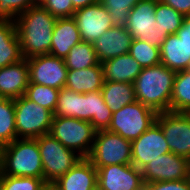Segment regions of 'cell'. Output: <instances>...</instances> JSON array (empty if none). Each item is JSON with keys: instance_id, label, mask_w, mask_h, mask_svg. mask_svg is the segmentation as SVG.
I'll return each mask as SVG.
<instances>
[{"instance_id": "9c48e42d", "label": "cell", "mask_w": 190, "mask_h": 190, "mask_svg": "<svg viewBox=\"0 0 190 190\" xmlns=\"http://www.w3.org/2000/svg\"><path fill=\"white\" fill-rule=\"evenodd\" d=\"M159 0H141L131 10L125 27L132 39L148 42L160 48L167 31L162 30L155 18L156 4Z\"/></svg>"}, {"instance_id": "30bf717a", "label": "cell", "mask_w": 190, "mask_h": 190, "mask_svg": "<svg viewBox=\"0 0 190 190\" xmlns=\"http://www.w3.org/2000/svg\"><path fill=\"white\" fill-rule=\"evenodd\" d=\"M156 123L164 133L170 152L190 161V113H158Z\"/></svg>"}, {"instance_id": "8992f818", "label": "cell", "mask_w": 190, "mask_h": 190, "mask_svg": "<svg viewBox=\"0 0 190 190\" xmlns=\"http://www.w3.org/2000/svg\"><path fill=\"white\" fill-rule=\"evenodd\" d=\"M158 113L139 101H134L113 112L108 131L133 141L156 122Z\"/></svg>"}, {"instance_id": "e0dca14e", "label": "cell", "mask_w": 190, "mask_h": 190, "mask_svg": "<svg viewBox=\"0 0 190 190\" xmlns=\"http://www.w3.org/2000/svg\"><path fill=\"white\" fill-rule=\"evenodd\" d=\"M132 37L125 26H113L93 42L100 63L129 53Z\"/></svg>"}, {"instance_id": "f35d334b", "label": "cell", "mask_w": 190, "mask_h": 190, "mask_svg": "<svg viewBox=\"0 0 190 190\" xmlns=\"http://www.w3.org/2000/svg\"><path fill=\"white\" fill-rule=\"evenodd\" d=\"M176 34H190V15L184 16L183 23Z\"/></svg>"}, {"instance_id": "8d00e7d4", "label": "cell", "mask_w": 190, "mask_h": 190, "mask_svg": "<svg viewBox=\"0 0 190 190\" xmlns=\"http://www.w3.org/2000/svg\"><path fill=\"white\" fill-rule=\"evenodd\" d=\"M145 190H190V178L145 184Z\"/></svg>"}, {"instance_id": "cb8c5ba5", "label": "cell", "mask_w": 190, "mask_h": 190, "mask_svg": "<svg viewBox=\"0 0 190 190\" xmlns=\"http://www.w3.org/2000/svg\"><path fill=\"white\" fill-rule=\"evenodd\" d=\"M24 59L16 29L12 20L0 19V68Z\"/></svg>"}, {"instance_id": "5b68a950", "label": "cell", "mask_w": 190, "mask_h": 190, "mask_svg": "<svg viewBox=\"0 0 190 190\" xmlns=\"http://www.w3.org/2000/svg\"><path fill=\"white\" fill-rule=\"evenodd\" d=\"M49 134L66 148L82 157L91 153L96 130L90 121L67 117H53Z\"/></svg>"}, {"instance_id": "d6986e66", "label": "cell", "mask_w": 190, "mask_h": 190, "mask_svg": "<svg viewBox=\"0 0 190 190\" xmlns=\"http://www.w3.org/2000/svg\"><path fill=\"white\" fill-rule=\"evenodd\" d=\"M29 85L27 59L0 68V98L16 99L23 96Z\"/></svg>"}, {"instance_id": "f1b7e54d", "label": "cell", "mask_w": 190, "mask_h": 190, "mask_svg": "<svg viewBox=\"0 0 190 190\" xmlns=\"http://www.w3.org/2000/svg\"><path fill=\"white\" fill-rule=\"evenodd\" d=\"M129 54L142 68L161 64L160 48L139 39L132 40Z\"/></svg>"}, {"instance_id": "7c38bea8", "label": "cell", "mask_w": 190, "mask_h": 190, "mask_svg": "<svg viewBox=\"0 0 190 190\" xmlns=\"http://www.w3.org/2000/svg\"><path fill=\"white\" fill-rule=\"evenodd\" d=\"M190 161L172 152L158 156L141 169L144 184L189 178Z\"/></svg>"}, {"instance_id": "4dcf8cb0", "label": "cell", "mask_w": 190, "mask_h": 190, "mask_svg": "<svg viewBox=\"0 0 190 190\" xmlns=\"http://www.w3.org/2000/svg\"><path fill=\"white\" fill-rule=\"evenodd\" d=\"M80 93L63 87L58 94L54 117H69L79 119Z\"/></svg>"}, {"instance_id": "7402d4cb", "label": "cell", "mask_w": 190, "mask_h": 190, "mask_svg": "<svg viewBox=\"0 0 190 190\" xmlns=\"http://www.w3.org/2000/svg\"><path fill=\"white\" fill-rule=\"evenodd\" d=\"M104 81L134 83L142 67L129 54L120 55L101 63Z\"/></svg>"}, {"instance_id": "d4e9b609", "label": "cell", "mask_w": 190, "mask_h": 190, "mask_svg": "<svg viewBox=\"0 0 190 190\" xmlns=\"http://www.w3.org/2000/svg\"><path fill=\"white\" fill-rule=\"evenodd\" d=\"M101 92L104 102L112 112L136 101L133 83L104 81Z\"/></svg>"}, {"instance_id": "f546056e", "label": "cell", "mask_w": 190, "mask_h": 190, "mask_svg": "<svg viewBox=\"0 0 190 190\" xmlns=\"http://www.w3.org/2000/svg\"><path fill=\"white\" fill-rule=\"evenodd\" d=\"M59 91V89L51 88L50 86L29 83L24 96L54 113Z\"/></svg>"}, {"instance_id": "4fadbf2b", "label": "cell", "mask_w": 190, "mask_h": 190, "mask_svg": "<svg viewBox=\"0 0 190 190\" xmlns=\"http://www.w3.org/2000/svg\"><path fill=\"white\" fill-rule=\"evenodd\" d=\"M29 65V83L50 86L55 89L65 87L67 67L64 59L47 55L27 58Z\"/></svg>"}, {"instance_id": "b9f144b4", "label": "cell", "mask_w": 190, "mask_h": 190, "mask_svg": "<svg viewBox=\"0 0 190 190\" xmlns=\"http://www.w3.org/2000/svg\"><path fill=\"white\" fill-rule=\"evenodd\" d=\"M4 149H5V145L0 142V176L3 171Z\"/></svg>"}, {"instance_id": "d6a6232c", "label": "cell", "mask_w": 190, "mask_h": 190, "mask_svg": "<svg viewBox=\"0 0 190 190\" xmlns=\"http://www.w3.org/2000/svg\"><path fill=\"white\" fill-rule=\"evenodd\" d=\"M141 0H98L111 17L114 26H125L130 10Z\"/></svg>"}, {"instance_id": "5bb4252c", "label": "cell", "mask_w": 190, "mask_h": 190, "mask_svg": "<svg viewBox=\"0 0 190 190\" xmlns=\"http://www.w3.org/2000/svg\"><path fill=\"white\" fill-rule=\"evenodd\" d=\"M131 148L132 165L140 170L158 156L170 153L164 133L156 122L140 137L131 141Z\"/></svg>"}, {"instance_id": "603a6c76", "label": "cell", "mask_w": 190, "mask_h": 190, "mask_svg": "<svg viewBox=\"0 0 190 190\" xmlns=\"http://www.w3.org/2000/svg\"><path fill=\"white\" fill-rule=\"evenodd\" d=\"M104 84L103 67L100 64L84 69H68L65 87L77 93L101 91Z\"/></svg>"}, {"instance_id": "83f0119b", "label": "cell", "mask_w": 190, "mask_h": 190, "mask_svg": "<svg viewBox=\"0 0 190 190\" xmlns=\"http://www.w3.org/2000/svg\"><path fill=\"white\" fill-rule=\"evenodd\" d=\"M17 139L14 99L0 98V142L10 144Z\"/></svg>"}, {"instance_id": "ffe728a7", "label": "cell", "mask_w": 190, "mask_h": 190, "mask_svg": "<svg viewBox=\"0 0 190 190\" xmlns=\"http://www.w3.org/2000/svg\"><path fill=\"white\" fill-rule=\"evenodd\" d=\"M55 183L60 190H96L97 169L87 157H83Z\"/></svg>"}, {"instance_id": "44dd1931", "label": "cell", "mask_w": 190, "mask_h": 190, "mask_svg": "<svg viewBox=\"0 0 190 190\" xmlns=\"http://www.w3.org/2000/svg\"><path fill=\"white\" fill-rule=\"evenodd\" d=\"M82 41L73 17L57 18L49 54L64 59L71 48Z\"/></svg>"}, {"instance_id": "6da1fadb", "label": "cell", "mask_w": 190, "mask_h": 190, "mask_svg": "<svg viewBox=\"0 0 190 190\" xmlns=\"http://www.w3.org/2000/svg\"><path fill=\"white\" fill-rule=\"evenodd\" d=\"M56 21L40 4L17 16L15 23L24 58L49 54Z\"/></svg>"}, {"instance_id": "277c9868", "label": "cell", "mask_w": 190, "mask_h": 190, "mask_svg": "<svg viewBox=\"0 0 190 190\" xmlns=\"http://www.w3.org/2000/svg\"><path fill=\"white\" fill-rule=\"evenodd\" d=\"M36 139L45 182L57 181L83 158L76 151L66 148L50 134L42 135Z\"/></svg>"}, {"instance_id": "836d02e7", "label": "cell", "mask_w": 190, "mask_h": 190, "mask_svg": "<svg viewBox=\"0 0 190 190\" xmlns=\"http://www.w3.org/2000/svg\"><path fill=\"white\" fill-rule=\"evenodd\" d=\"M43 178L0 176V190H39L44 183Z\"/></svg>"}, {"instance_id": "7a4b0ae2", "label": "cell", "mask_w": 190, "mask_h": 190, "mask_svg": "<svg viewBox=\"0 0 190 190\" xmlns=\"http://www.w3.org/2000/svg\"><path fill=\"white\" fill-rule=\"evenodd\" d=\"M176 73L163 64L142 68L133 83L136 100L157 113L170 111Z\"/></svg>"}, {"instance_id": "d590c367", "label": "cell", "mask_w": 190, "mask_h": 190, "mask_svg": "<svg viewBox=\"0 0 190 190\" xmlns=\"http://www.w3.org/2000/svg\"><path fill=\"white\" fill-rule=\"evenodd\" d=\"M40 5L56 18L73 17L76 11L71 0H42Z\"/></svg>"}, {"instance_id": "4316f807", "label": "cell", "mask_w": 190, "mask_h": 190, "mask_svg": "<svg viewBox=\"0 0 190 190\" xmlns=\"http://www.w3.org/2000/svg\"><path fill=\"white\" fill-rule=\"evenodd\" d=\"M67 69L80 70L100 64L93 43L81 41L64 58Z\"/></svg>"}, {"instance_id": "2e32d148", "label": "cell", "mask_w": 190, "mask_h": 190, "mask_svg": "<svg viewBox=\"0 0 190 190\" xmlns=\"http://www.w3.org/2000/svg\"><path fill=\"white\" fill-rule=\"evenodd\" d=\"M161 64L175 72L190 69V34H170L160 47Z\"/></svg>"}, {"instance_id": "3957f363", "label": "cell", "mask_w": 190, "mask_h": 190, "mask_svg": "<svg viewBox=\"0 0 190 190\" xmlns=\"http://www.w3.org/2000/svg\"><path fill=\"white\" fill-rule=\"evenodd\" d=\"M1 175L43 178L37 139L17 138L5 145Z\"/></svg>"}, {"instance_id": "e575fe53", "label": "cell", "mask_w": 190, "mask_h": 190, "mask_svg": "<svg viewBox=\"0 0 190 190\" xmlns=\"http://www.w3.org/2000/svg\"><path fill=\"white\" fill-rule=\"evenodd\" d=\"M36 4L34 0H0V19L15 21L18 15Z\"/></svg>"}, {"instance_id": "7bdbcfd3", "label": "cell", "mask_w": 190, "mask_h": 190, "mask_svg": "<svg viewBox=\"0 0 190 190\" xmlns=\"http://www.w3.org/2000/svg\"><path fill=\"white\" fill-rule=\"evenodd\" d=\"M37 4H40L42 0H34Z\"/></svg>"}, {"instance_id": "52a82bcc", "label": "cell", "mask_w": 190, "mask_h": 190, "mask_svg": "<svg viewBox=\"0 0 190 190\" xmlns=\"http://www.w3.org/2000/svg\"><path fill=\"white\" fill-rule=\"evenodd\" d=\"M17 138L36 139L49 134L53 112L24 95L14 99Z\"/></svg>"}, {"instance_id": "484cf974", "label": "cell", "mask_w": 190, "mask_h": 190, "mask_svg": "<svg viewBox=\"0 0 190 190\" xmlns=\"http://www.w3.org/2000/svg\"><path fill=\"white\" fill-rule=\"evenodd\" d=\"M170 111L190 113V69L176 73Z\"/></svg>"}, {"instance_id": "8fae6325", "label": "cell", "mask_w": 190, "mask_h": 190, "mask_svg": "<svg viewBox=\"0 0 190 190\" xmlns=\"http://www.w3.org/2000/svg\"><path fill=\"white\" fill-rule=\"evenodd\" d=\"M95 168L99 190H145L142 172L132 164Z\"/></svg>"}, {"instance_id": "1f68e13d", "label": "cell", "mask_w": 190, "mask_h": 190, "mask_svg": "<svg viewBox=\"0 0 190 190\" xmlns=\"http://www.w3.org/2000/svg\"><path fill=\"white\" fill-rule=\"evenodd\" d=\"M155 18L162 30L176 34L183 23L184 16L174 8L158 1L155 9Z\"/></svg>"}, {"instance_id": "74e56055", "label": "cell", "mask_w": 190, "mask_h": 190, "mask_svg": "<svg viewBox=\"0 0 190 190\" xmlns=\"http://www.w3.org/2000/svg\"><path fill=\"white\" fill-rule=\"evenodd\" d=\"M160 2L174 8L183 16L190 15V0H159Z\"/></svg>"}, {"instance_id": "ba28073f", "label": "cell", "mask_w": 190, "mask_h": 190, "mask_svg": "<svg viewBox=\"0 0 190 190\" xmlns=\"http://www.w3.org/2000/svg\"><path fill=\"white\" fill-rule=\"evenodd\" d=\"M87 158L94 167L132 164L131 141L108 130L96 131L93 147Z\"/></svg>"}, {"instance_id": "ab89813d", "label": "cell", "mask_w": 190, "mask_h": 190, "mask_svg": "<svg viewBox=\"0 0 190 190\" xmlns=\"http://www.w3.org/2000/svg\"><path fill=\"white\" fill-rule=\"evenodd\" d=\"M75 10L95 4L98 0H71Z\"/></svg>"}, {"instance_id": "9a60e30c", "label": "cell", "mask_w": 190, "mask_h": 190, "mask_svg": "<svg viewBox=\"0 0 190 190\" xmlns=\"http://www.w3.org/2000/svg\"><path fill=\"white\" fill-rule=\"evenodd\" d=\"M82 41L93 43L108 29L112 28L107 9L99 2L77 9L73 15Z\"/></svg>"}, {"instance_id": "60d3db41", "label": "cell", "mask_w": 190, "mask_h": 190, "mask_svg": "<svg viewBox=\"0 0 190 190\" xmlns=\"http://www.w3.org/2000/svg\"><path fill=\"white\" fill-rule=\"evenodd\" d=\"M39 190H60L55 182H44Z\"/></svg>"}, {"instance_id": "ac0fdd59", "label": "cell", "mask_w": 190, "mask_h": 190, "mask_svg": "<svg viewBox=\"0 0 190 190\" xmlns=\"http://www.w3.org/2000/svg\"><path fill=\"white\" fill-rule=\"evenodd\" d=\"M113 112L104 102L101 91L80 93L79 119L90 121L96 131L107 130Z\"/></svg>"}]
</instances>
